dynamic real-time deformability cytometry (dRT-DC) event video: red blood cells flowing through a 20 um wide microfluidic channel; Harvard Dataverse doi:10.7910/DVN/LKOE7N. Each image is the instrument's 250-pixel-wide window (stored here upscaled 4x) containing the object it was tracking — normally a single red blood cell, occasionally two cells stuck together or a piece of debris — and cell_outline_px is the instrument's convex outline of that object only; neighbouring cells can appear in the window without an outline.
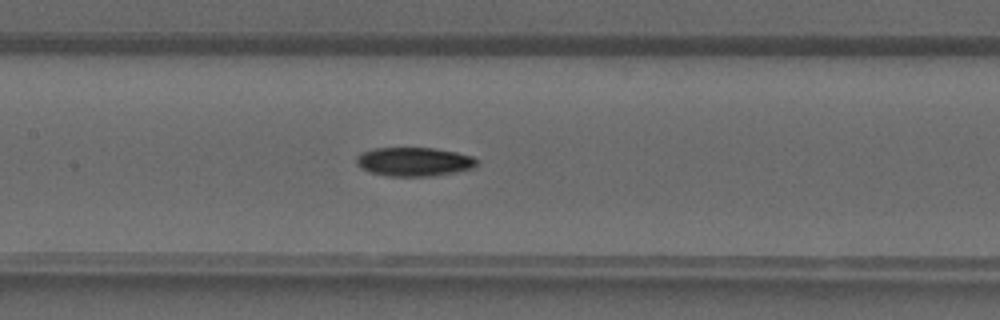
{"species": "common noctule bat (a hibernating species)", "species_latin": "Nyctalus noctula", "temperature_condition": "warm", "stored_images_in_passage": 26, "camera_frame_rate_fps": 3000, "um_per_image_px": 0.085, "animal": {"sex": "male", "forearm_length_mm": 52.5}, "frame": {"image": 1, "passage_image": 9, "time_ms": 2.667, "image_size_px": [1000, 320], "cell_outline_px": [[476, 164], [472, 168], [432, 176], [388, 176], [368, 172], [360, 168], [356, 164], [356, 156], [360, 152], [372, 148], [436, 148], [456, 152], [472, 156], [476, 160]], "centroid_in_image_um": [35.11, 13.74], "position_along_channel_um": 172.3, "area_um2": 20.29}}
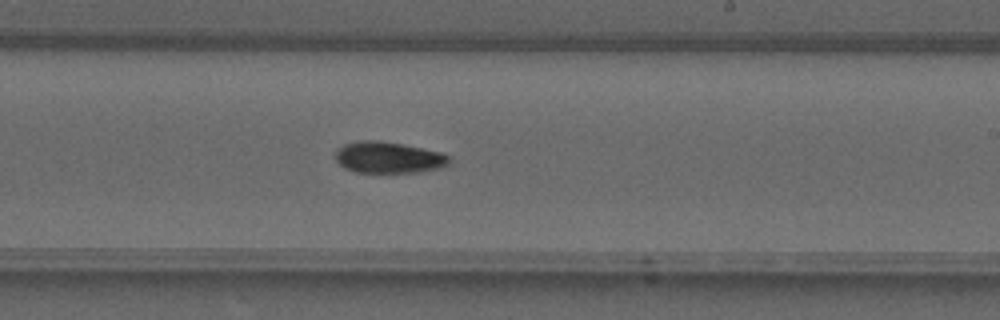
{"frame": {"image": 2, "passage_image": 14, "time_ms": 4.333, "image_size_px": [1000, 320], "cell_outline_px": [[448, 164], [440, 168], [420, 172], [356, 172], [344, 168], [336, 160], [336, 148], [344, 144], [360, 140], [376, 140], [400, 144], [440, 152], [448, 156]], "centroid_in_image_um": [32.97, 13.39], "position_along_channel_um": 256.0, "area_um2": 20.58}}
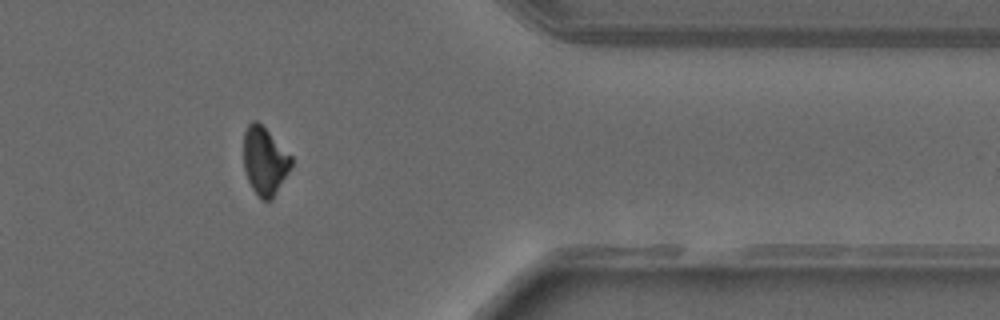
{"frame": {"image": 3, "passage_image": 23, "time_ms": 7.333, "image_size_px": [1000, 320], "cell_outline_px": [[292, 168], [272, 200], [260, 200], [252, 188], [248, 180], [244, 168], [244, 132], [248, 124], [252, 120], [256, 120], [292, 156]], "centroid_in_image_um": [22.51, 13.72], "position_along_channel_um": 388.9, "area_um2": 18.9}}